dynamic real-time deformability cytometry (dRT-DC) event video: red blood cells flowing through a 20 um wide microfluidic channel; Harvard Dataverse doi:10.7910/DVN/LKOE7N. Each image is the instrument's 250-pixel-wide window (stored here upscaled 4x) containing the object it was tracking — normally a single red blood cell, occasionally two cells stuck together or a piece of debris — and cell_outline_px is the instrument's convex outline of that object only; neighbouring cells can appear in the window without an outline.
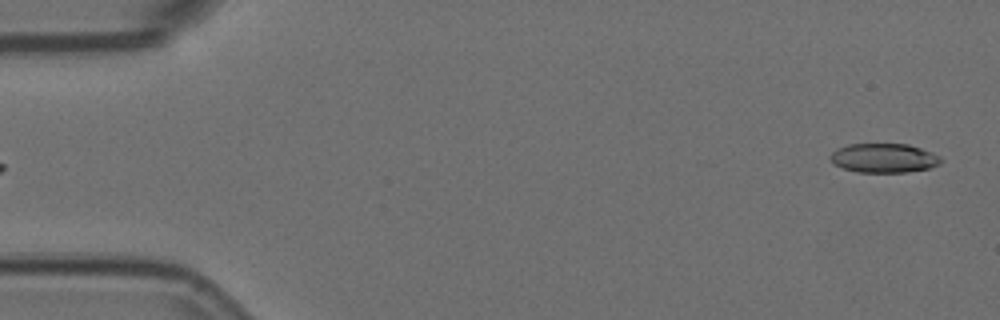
{"species": "Egyptian fruit bat (a non-hibernating species)", "species_latin": "Rousettus aegyptiacus", "temperature_condition": "room temperature", "stored_images_in_passage": 5, "segment_of_instrument_passage": [2, 2], "camera_frame_rate_fps": 3000, "um_per_image_px": 0.085, "animal": {"sex": "female"}, "frame": {"image": 1, "passage_image": 5, "time_ms": 1.333, "image_size_px": [1000, 320], "cell_outline_px": [[944, 160], [940, 164], [928, 168], [908, 172], [856, 172], [832, 164], [828, 156], [836, 148], [848, 144], [908, 144], [932, 152], [940, 156]], "centroid_in_image_um": [75.11, 13.43], "position_along_channel_um": 9.9, "area_um2": 19.02}}